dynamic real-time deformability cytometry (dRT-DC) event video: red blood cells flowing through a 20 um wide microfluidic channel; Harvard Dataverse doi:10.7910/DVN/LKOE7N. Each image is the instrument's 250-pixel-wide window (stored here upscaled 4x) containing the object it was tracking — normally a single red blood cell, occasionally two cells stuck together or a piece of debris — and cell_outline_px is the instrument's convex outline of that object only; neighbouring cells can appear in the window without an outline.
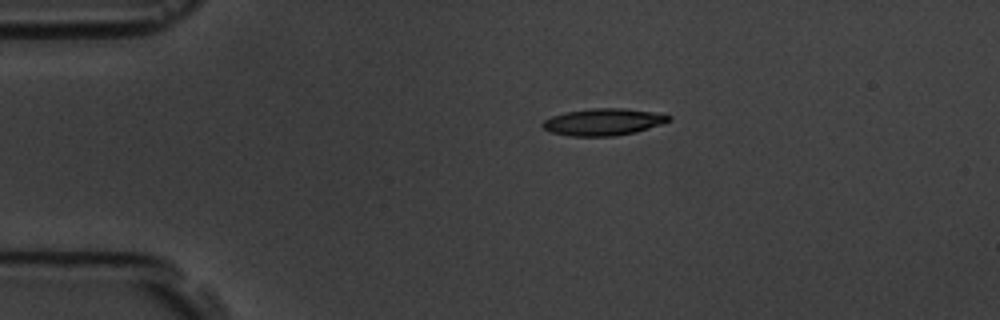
{"species": "common noctule bat (a hibernating species)", "species_latin": "Nyctalus noctula", "temperature_condition": "room temperature", "stored_images_in_passage": 6, "camera_frame_rate_fps": 3000, "um_per_image_px": 0.085, "animal": {"sex": "male", "body_mass_g": 19.5, "forearm_length_mm": 54.6}, "frame": {"image": 1, "passage_image": 1, "time_ms": 0.0, "image_size_px": [1000, 320], "cell_outline_px": [[672, 120], [636, 132], [616, 136], [572, 136], [552, 132], [544, 128], [540, 124], [544, 120], [552, 116], [568, 112], [592, 108], [620, 108], [652, 112], [672, 116]], "centroid_in_image_um": [51.28, 10.37], "position_along_channel_um": 33.7, "area_um2": 19.54}}
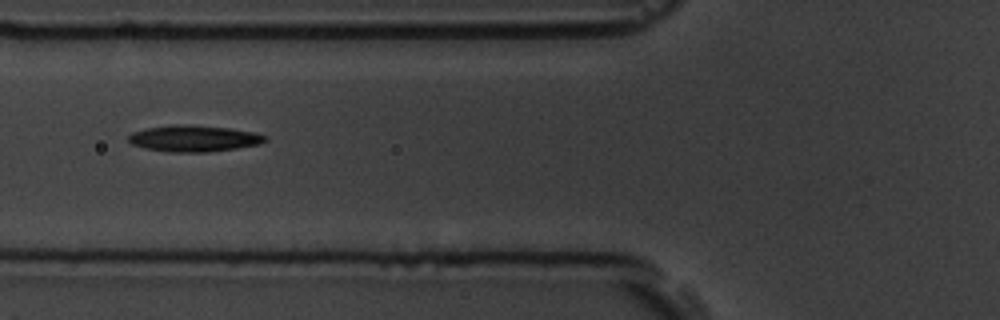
{"frame": {"image": 2, "passage_image": 4, "time_ms": 3.333, "image_size_px": [1000, 320], "cell_outline_px": [[268, 140], [260, 144], [236, 148], [208, 152], [172, 152], [144, 148], [132, 144], [128, 140], [128, 136], [132, 132], [148, 128], [172, 124], [192, 124], [228, 128], [256, 132], [268, 136]], "centroid_in_image_um": [16.51, 11.76], "position_along_channel_um": 109.3, "area_um2": 21.15}}
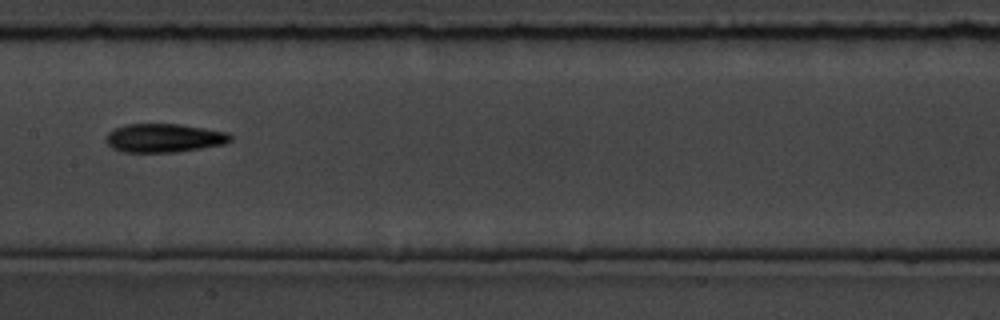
{"frame": {"image": 3, "passage_image": 6, "time_ms": 5.667, "image_size_px": [1000, 320], "cell_outline_px": [[232, 140], [224, 144], [176, 152], [120, 152], [112, 148], [104, 140], [108, 132], [116, 128], [128, 124], [180, 124], [228, 132], [232, 136]], "centroid_in_image_um": [13.93, 11.73], "position_along_channel_um": 193.5, "area_um2": 20.81}}